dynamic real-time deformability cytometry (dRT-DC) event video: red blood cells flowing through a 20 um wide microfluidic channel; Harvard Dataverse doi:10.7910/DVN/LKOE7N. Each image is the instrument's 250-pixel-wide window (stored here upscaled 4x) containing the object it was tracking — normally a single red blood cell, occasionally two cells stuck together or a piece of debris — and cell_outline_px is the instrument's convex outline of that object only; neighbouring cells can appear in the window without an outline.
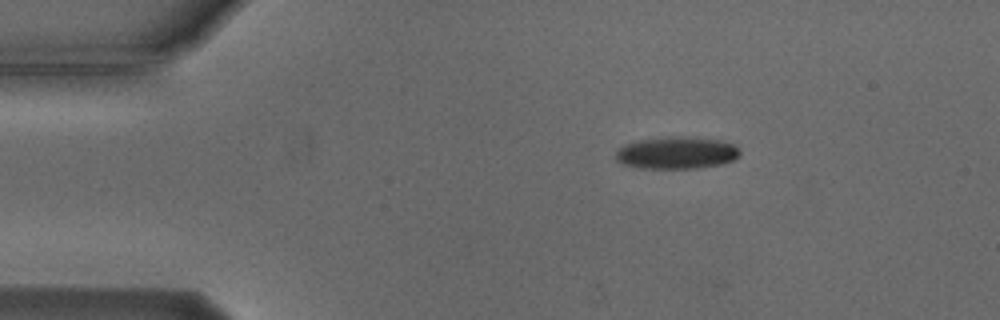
{"species": "Egyptian fruit bat (a non-hibernating species)", "species_latin": "Rousettus aegyptiacus", "temperature_condition": "cold", "stored_images_in_passage": 4, "camera_frame_rate_fps": 3000, "um_per_image_px": 0.085, "animal": {"sex": "male"}, "frame": {"image": 1, "passage_image": 1, "time_ms": 0.0, "image_size_px": [1000, 320], "cell_outline_px": [[740, 156], [732, 160], [720, 164], [696, 168], [640, 168], [624, 164], [616, 160], [616, 152], [620, 148], [628, 144], [640, 140], [684, 136], [724, 140], [736, 144], [740, 148]], "centroid_in_image_um": [57.6, 12.99], "position_along_channel_um": 27.4, "area_um2": 23.12}}
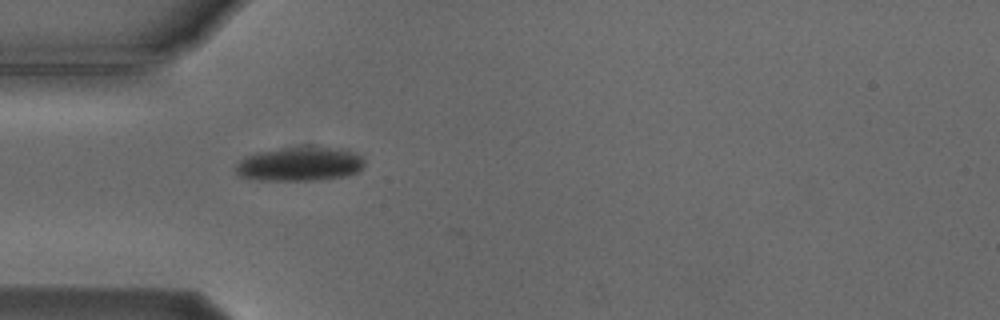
{"frame": {"image": 2, "passage_image": 3, "time_ms": 2.333, "image_size_px": [1000, 320], "cell_outline_px": [[364, 164], [356, 172], [344, 176], [320, 180], [260, 180], [236, 176], [232, 168], [240, 160], [256, 152], [304, 144], [312, 144], [340, 148], [352, 152], [360, 156], [364, 160]], "centroid_in_image_um": [25.43, 13.91], "position_along_channel_um": 59.6, "area_um2": 26.36}}
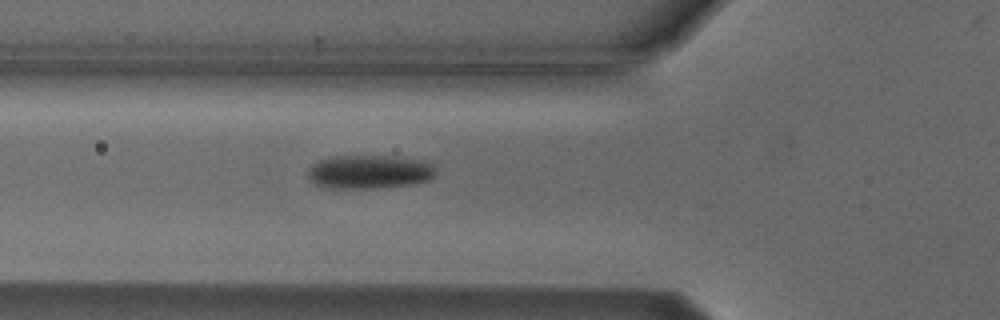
{"frame": {"image": 3, "passage_image": 4, "time_ms": 3.333, "image_size_px": [1000, 320], "cell_outline_px": [[436, 172], [428, 180], [412, 184], [376, 188], [332, 188], [316, 184], [308, 176], [308, 172], [312, 164], [320, 160], [332, 156], [392, 156], [432, 164]], "centroid_in_image_um": [31.36, 14.61], "position_along_channel_um": 94.4, "area_um2": 24.62}}